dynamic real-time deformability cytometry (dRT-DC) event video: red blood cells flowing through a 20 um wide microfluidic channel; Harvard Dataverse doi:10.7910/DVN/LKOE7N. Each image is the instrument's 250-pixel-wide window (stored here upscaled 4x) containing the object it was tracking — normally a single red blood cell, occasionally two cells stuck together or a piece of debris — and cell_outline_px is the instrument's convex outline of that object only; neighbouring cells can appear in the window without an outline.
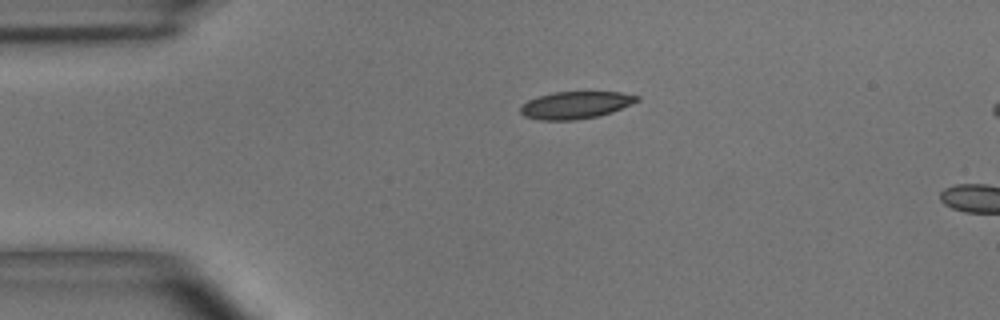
{"species": "common noctule bat (a hibernating species)", "species_latin": "Nyctalus noctula", "temperature_condition": "room temperature", "stored_images_in_passage": 2, "camera_frame_rate_fps": 3000, "um_per_image_px": 0.085, "animal": {"sex": "male", "body_mass_g": 15.6}, "frame": {"image": 1, "passage_image": 1, "time_ms": 0.0, "image_size_px": [1000, 320], "cell_outline_px": [[640, 100], [632, 104], [612, 112], [600, 116], [576, 120], [540, 120], [524, 116], [520, 112], [520, 104], [528, 100], [552, 92], [620, 92], [640, 96]], "centroid_in_image_um": [48.93, 8.93], "position_along_channel_um": 36.1, "area_um2": 18.67}}